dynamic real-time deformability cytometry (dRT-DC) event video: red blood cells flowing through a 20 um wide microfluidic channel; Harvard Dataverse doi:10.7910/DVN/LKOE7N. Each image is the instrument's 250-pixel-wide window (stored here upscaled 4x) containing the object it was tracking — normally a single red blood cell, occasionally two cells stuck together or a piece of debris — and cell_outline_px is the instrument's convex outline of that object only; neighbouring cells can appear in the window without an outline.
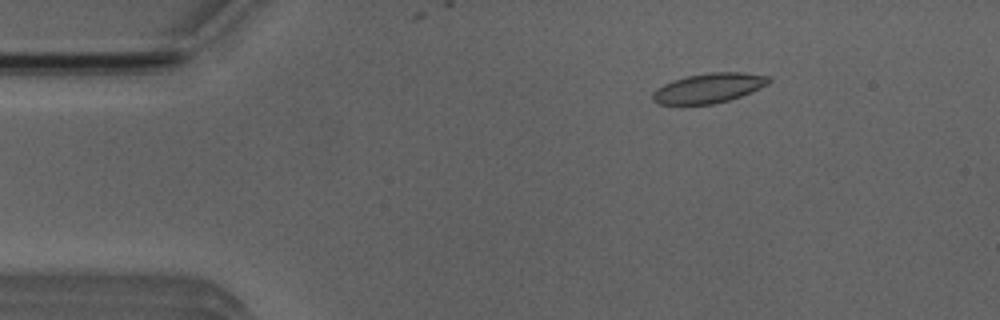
{"species": "Egyptian fruit bat (a non-hibernating species)", "species_latin": "Rousettus aegyptiacus", "temperature_condition": "room temperature", "stored_images_in_passage": 3, "camera_frame_rate_fps": 3000, "um_per_image_px": 0.085, "animal": {"sex": "male"}, "frame": {"image": 1, "passage_image": 1, "time_ms": 0.0, "image_size_px": [1000, 320], "cell_outline_px": [[772, 80], [768, 84], [752, 92], [728, 100], [712, 104], [660, 104], [652, 100], [652, 92], [656, 88], [672, 80], [688, 76], [708, 72], [744, 72], [772, 76]], "centroid_in_image_um": [60.27, 7.47], "position_along_channel_um": 24.7, "area_um2": 20.23}}